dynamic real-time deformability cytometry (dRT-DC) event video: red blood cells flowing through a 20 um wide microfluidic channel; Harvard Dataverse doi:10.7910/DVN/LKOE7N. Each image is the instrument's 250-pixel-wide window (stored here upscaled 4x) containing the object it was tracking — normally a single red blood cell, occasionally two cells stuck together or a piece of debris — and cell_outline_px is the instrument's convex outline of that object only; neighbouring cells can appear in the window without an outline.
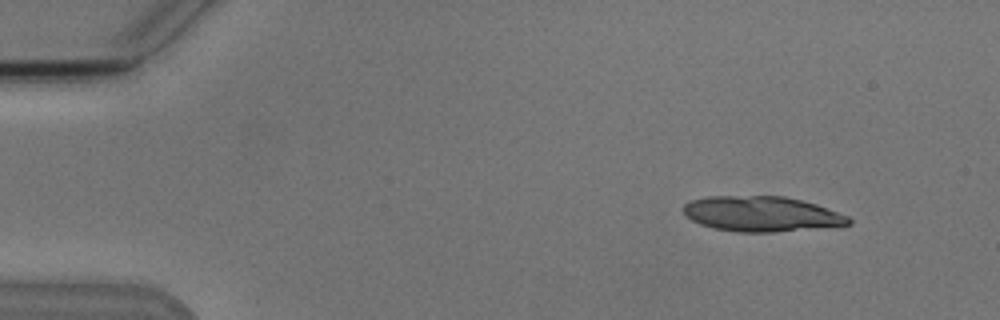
{"species": "Egyptian fruit bat (a non-hibernating species)", "species_latin": "Rousettus aegyptiacus", "temperature_condition": "cold", "stored_images_in_passage": 3, "camera_frame_rate_fps": 3000, "um_per_image_px": 0.085, "animal": {"sex": "male"}, "frame": {"image": 1, "passage_image": 1, "time_ms": 0.0, "image_size_px": [1000, 320], "cell_outline_px": [[852, 224], [772, 232], [740, 232], [716, 228], [700, 224], [684, 216], [680, 208], [684, 204], [692, 200], [708, 196], [784, 196], [816, 204], [848, 216], [852, 220]], "centroid_in_image_um": [64.68, 18.17], "position_along_channel_um": 20.3, "area_um2": 33.76}}